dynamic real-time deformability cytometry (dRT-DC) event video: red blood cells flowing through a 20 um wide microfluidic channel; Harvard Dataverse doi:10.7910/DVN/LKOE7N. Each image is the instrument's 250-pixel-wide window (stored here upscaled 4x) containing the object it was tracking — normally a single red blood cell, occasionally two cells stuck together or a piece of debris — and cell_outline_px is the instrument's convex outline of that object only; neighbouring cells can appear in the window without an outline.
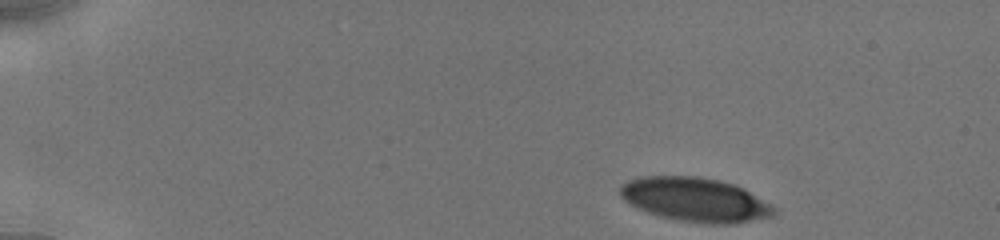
{"species": "human", "species_latin": "Homo sapiens", "temperature_condition": "cold", "stored_images_in_passage": 2, "camera_frame_rate_fps": 3000, "um_per_image_px": 0.085, "donor": {"sex": "male"}, "frame": {"image": 1, "passage_image": 1, "time_ms": 0.0, "image_size_px": [1000, 240], "cell_outline_px": [[776, 212], [772, 216], [736, 224], [704, 224], [676, 220], [660, 216], [636, 208], [624, 200], [620, 196], [620, 184], [628, 180], [644, 176], [696, 176], [720, 180], [736, 184], [744, 188], [772, 204], [776, 208]], "centroid_in_image_um": [59.11, 16.97], "position_along_channel_um": 25.9, "area_um2": 40.0}}